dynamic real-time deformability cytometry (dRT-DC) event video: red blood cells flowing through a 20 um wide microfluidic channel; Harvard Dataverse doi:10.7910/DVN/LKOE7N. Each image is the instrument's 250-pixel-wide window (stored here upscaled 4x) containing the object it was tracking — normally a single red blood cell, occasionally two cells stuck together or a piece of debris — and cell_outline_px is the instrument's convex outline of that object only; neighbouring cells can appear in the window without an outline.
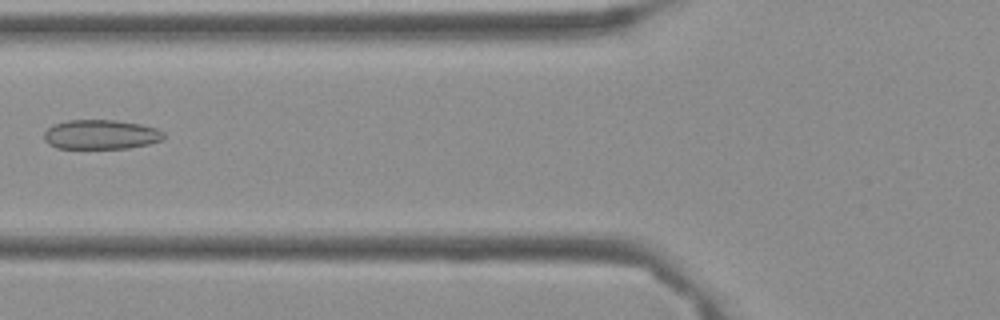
{"species": "Egyptian fruit bat (a non-hibernating species)", "species_latin": "Rousettus aegyptiacus", "temperature_condition": "cold", "stored_images_in_passage": 7, "camera_frame_rate_fps": 3000, "um_per_image_px": 0.085, "frame": {"image": 1, "passage_image": 3, "time_ms": 0.667, "image_size_px": [1000, 320], "cell_outline_px": [[164, 140], [148, 144], [128, 148], [56, 148], [48, 144], [44, 140], [44, 132], [52, 124], [68, 120], [116, 120], [140, 124], [156, 128], [164, 132]], "centroid_in_image_um": [8.56, 11.43], "position_along_channel_um": 117.2, "area_um2": 20.69}}
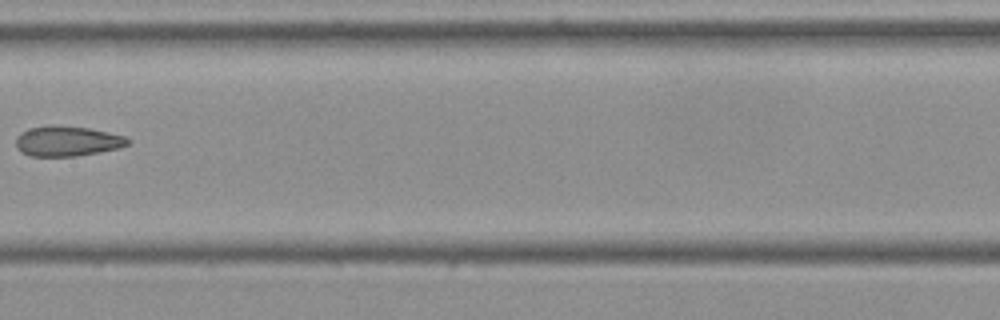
{"frame": {"image": 2, "passage_image": 5, "time_ms": 1.333, "image_size_px": [1000, 320], "cell_outline_px": [[132, 140], [128, 144], [120, 148], [100, 152], [76, 156], [28, 156], [20, 152], [16, 148], [16, 136], [20, 132], [28, 128], [48, 124], [52, 124], [88, 128], [108, 132], [124, 136]], "centroid_in_image_um": [5.67, 11.99], "position_along_channel_um": 201.7, "area_um2": 20.06}}
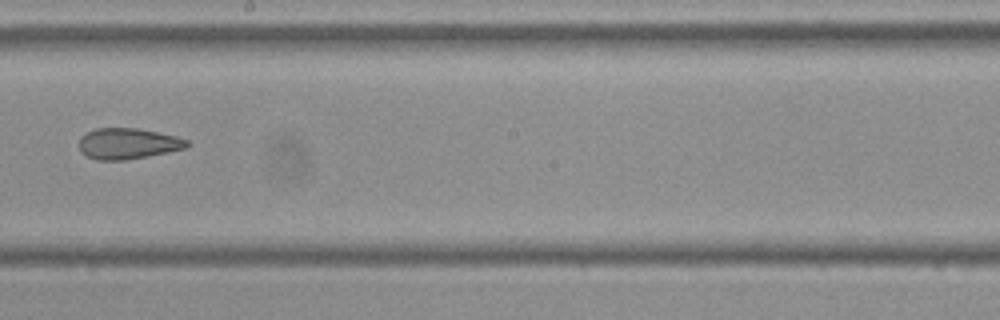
{"frame": {"image": 3, "passage_image": 6, "time_ms": 1.667, "image_size_px": [1000, 320], "cell_outline_px": [[192, 144], [188, 148], [148, 156], [124, 160], [96, 160], [80, 152], [80, 136], [96, 128], [136, 128], [176, 136], [188, 140]], "centroid_in_image_um": [10.9, 12.21], "position_along_channel_um": 237.3, "area_um2": 19.48}}